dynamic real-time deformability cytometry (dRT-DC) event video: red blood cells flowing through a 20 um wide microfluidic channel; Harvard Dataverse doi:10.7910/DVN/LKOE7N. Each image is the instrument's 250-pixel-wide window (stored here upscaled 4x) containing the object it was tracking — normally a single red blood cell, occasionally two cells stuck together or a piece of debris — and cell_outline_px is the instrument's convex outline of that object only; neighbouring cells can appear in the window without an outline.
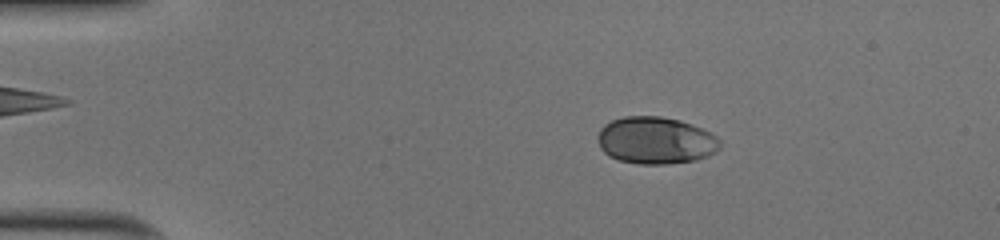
{"species": "human", "species_latin": "Homo sapiens", "temperature_condition": "cold", "stored_images_in_passage": 51, "camera_frame_rate_fps": 3000, "um_per_image_px": 0.085, "donor": {"sex": "male"}, "frame": {"image": 1, "passage_image": 9, "time_ms": 2.667, "image_size_px": [1000, 240], "cell_outline_px": [[720, 148], [716, 152], [708, 156], [696, 160], [668, 164], [640, 164], [620, 160], [608, 156], [600, 148], [596, 136], [600, 128], [604, 124], [612, 120], [624, 116], [660, 116], [680, 120], [692, 124], [712, 132], [720, 140]], "centroid_in_image_um": [55.73, 11.93], "position_along_channel_um": 29.3, "area_um2": 33.99}}
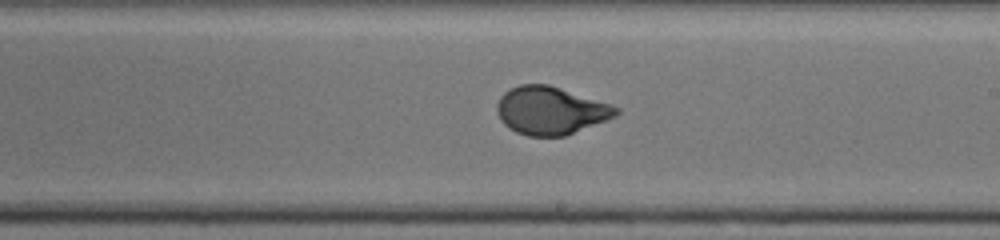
{"frame": {"image": 2, "passage_image": 30, "time_ms": 9.667, "image_size_px": [1000, 240], "cell_outline_px": [[620, 112], [616, 116], [564, 136], [528, 136], [516, 132], [508, 128], [500, 120], [496, 112], [496, 104], [500, 96], [504, 92], [520, 84], [548, 84], [620, 108]], "centroid_in_image_um": [46.74, 9.4], "position_along_channel_um": 242.3, "area_um2": 32.95}}
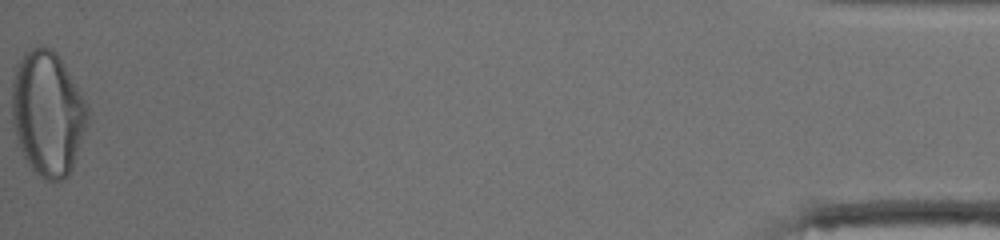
{"frame": {"image": 3, "passage_image": 51, "time_ms": 16.667, "image_size_px": [1000, 240], "cell_outline_px": [[88, 120], [72, 168], [68, 176], [60, 180], [48, 180], [32, 172], [20, 148], [16, 136], [12, 120], [12, 80], [16, 68], [24, 52], [40, 44], [56, 52], [64, 64], [88, 104]], "centroid_in_image_um": [4.04, 9.62], "position_along_channel_um": 431.2, "area_um2": 54.91}, "authors_computed_cell_mechanics": {"area_um2": 33.524, "velocity_mm_per_s": 4.0214, "shape_relaxation_time_tau1_ms": 4.513, "shape_relaxation_time_tau2_ms": null, "deformation_change_tau1": 0.1877, "deformation_change_tau2": null}}